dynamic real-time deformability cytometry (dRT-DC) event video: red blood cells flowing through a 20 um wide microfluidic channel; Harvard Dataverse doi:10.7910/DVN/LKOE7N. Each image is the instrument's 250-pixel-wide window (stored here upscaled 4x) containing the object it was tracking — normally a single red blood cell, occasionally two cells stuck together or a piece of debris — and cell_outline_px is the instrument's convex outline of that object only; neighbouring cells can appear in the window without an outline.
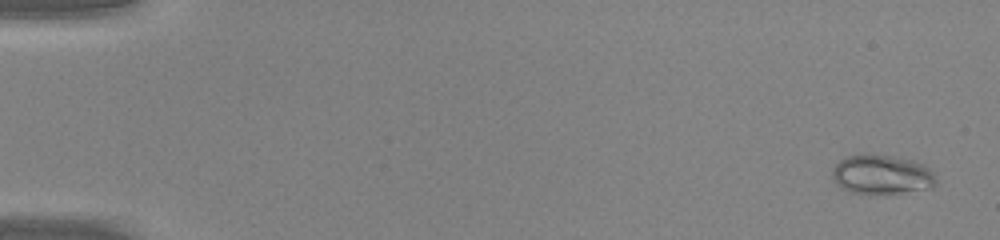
{"species": "common noctule bat (a hibernating species)", "species_latin": "Nyctalus noctula", "temperature_condition": "warm", "stored_images_in_passage": 48, "camera_frame_rate_fps": 3000, "um_per_image_px": 0.085, "animal": {"sex": "male", "body_mass_g": 20.0, "forearm_length_mm": 53.3}, "frame": {"image": 1, "passage_image": 2, "time_ms": 0.333, "image_size_px": [1000, 240], "cell_outline_px": [[936, 184], [928, 188], [876, 196], [868, 196], [852, 192], [840, 188], [836, 184], [832, 176], [832, 172], [836, 164], [840, 160], [848, 156], [864, 152], [892, 156], [912, 160], [924, 164], [932, 172], [936, 180]], "centroid_in_image_um": [74.9, 14.85], "position_along_channel_um": 10.1, "area_um2": 24.39}}
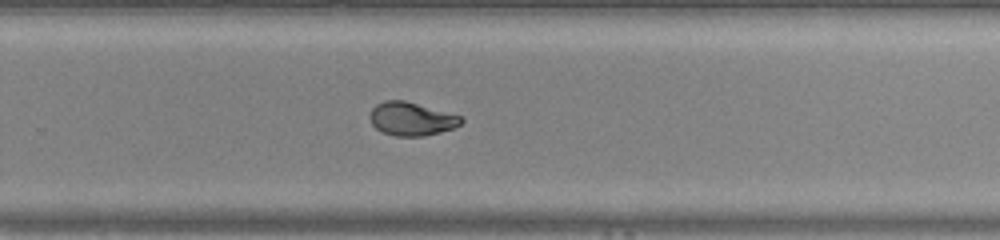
{"frame": {"image": 2, "passage_image": 33, "time_ms": 10.667, "image_size_px": [1000, 240], "cell_outline_px": [[464, 120], [460, 124], [452, 128], [440, 132], [424, 136], [396, 136], [384, 132], [376, 128], [372, 124], [368, 116], [372, 108], [376, 104], [384, 100], [404, 100], [460, 116]], "centroid_in_image_um": [34.93, 10.1], "position_along_channel_um": 294.9, "area_um2": 17.57}}
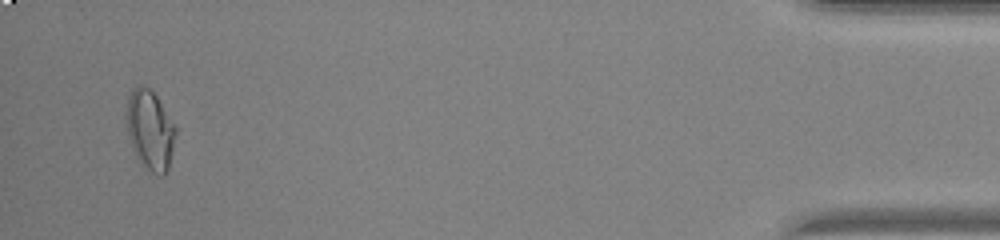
{"frame": {"image": 3, "passage_image": 47, "time_ms": 15.333, "image_size_px": [1000, 240], "cell_outline_px": [[176, 132], [168, 168], [164, 176], [156, 176], [140, 164], [132, 148], [128, 136], [124, 120], [124, 116], [128, 96], [132, 88], [140, 84], [148, 88], [156, 96], [176, 128]], "centroid_in_image_um": [12.7, 11.07], "position_along_channel_um": 422.5, "area_um2": 23.12}, "authors_computed_cell_mechanics": {"area_um2": 18.8139, "velocity_mm_per_s": 4.3182, "shape_relaxation_time_tau1_ms": 7.9875, "shape_relaxation_time_tau2_ms": 0.9672, "deformation_change_tau1": 0.306, "deformation_change_tau2": 0.0546}}